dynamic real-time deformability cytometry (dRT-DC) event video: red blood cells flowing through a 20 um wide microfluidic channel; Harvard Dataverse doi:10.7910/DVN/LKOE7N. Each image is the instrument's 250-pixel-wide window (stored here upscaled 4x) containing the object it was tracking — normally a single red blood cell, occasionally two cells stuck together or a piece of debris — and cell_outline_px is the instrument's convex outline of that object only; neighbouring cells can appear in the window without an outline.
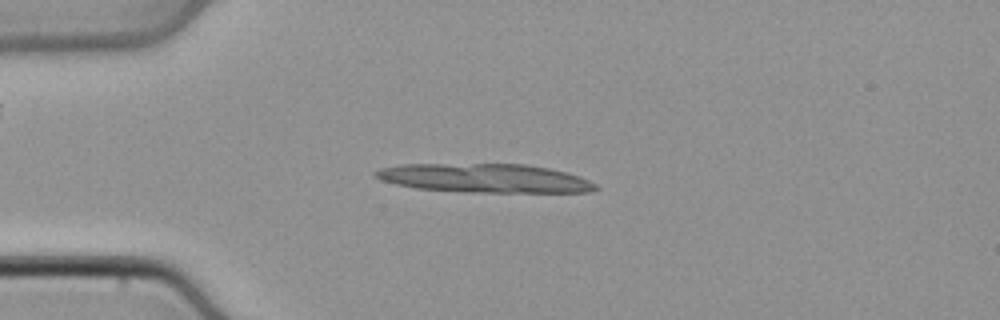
{"species": "common noctule bat (a hibernating species)", "species_latin": "Nyctalus noctula", "temperature_condition": "cold", "stored_images_in_passage": 18, "camera_frame_rate_fps": 3000, "um_per_image_px": 0.085, "animal": {"sex": "male", "body_mass_g": 21.5, "forearm_length_mm": 52.0}, "frame": {"image": 1, "passage_image": 11, "time_ms": 3.333, "image_size_px": [1000, 320], "cell_outline_px": [[600, 188], [588, 192], [468, 192], [416, 188], [396, 184], [380, 180], [372, 176], [372, 172], [380, 168], [404, 164], [528, 164], [548, 168], [580, 176], [596, 184]], "centroid_in_image_um": [41.17, 15.14], "position_along_channel_um": 43.8, "area_um2": 37.05}}